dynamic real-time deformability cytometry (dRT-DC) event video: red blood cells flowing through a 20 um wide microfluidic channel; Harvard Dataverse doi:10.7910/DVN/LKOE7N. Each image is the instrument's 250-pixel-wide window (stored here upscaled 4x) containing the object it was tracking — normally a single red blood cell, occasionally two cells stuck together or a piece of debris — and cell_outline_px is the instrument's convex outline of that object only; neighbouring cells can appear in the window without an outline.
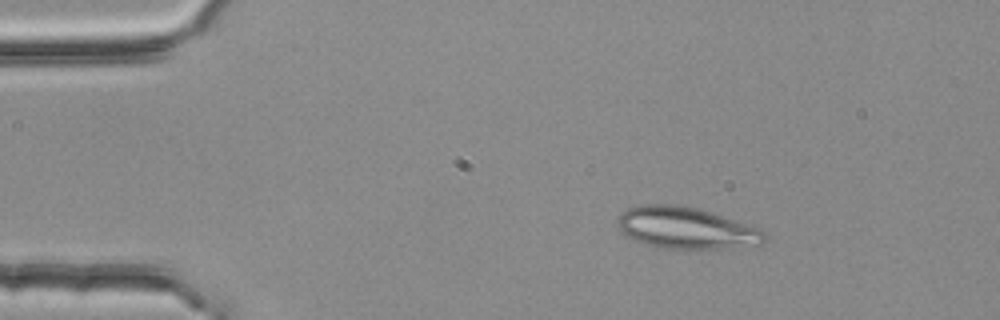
{"species": "common noctule bat (a hibernating species)", "species_latin": "Nyctalus noctula", "temperature_condition": "room temperature", "stored_images_in_passage": 45, "camera_frame_rate_fps": 3000, "um_per_image_px": 0.085, "animal": {"sex": "female", "body_mass_g": 25.1}, "frame": {"image": 1, "passage_image": 1, "time_ms": 0.0, "image_size_px": [1000, 320], "cell_outline_px": [[764, 240], [760, 244], [732, 248], [664, 248], [644, 244], [628, 236], [616, 224], [616, 220], [620, 212], [628, 208], [640, 204], [680, 204], [700, 208], [752, 224], [764, 228]], "centroid_in_image_um": [58.35, 19.34], "position_along_channel_um": 26.7, "area_um2": 36.13}}
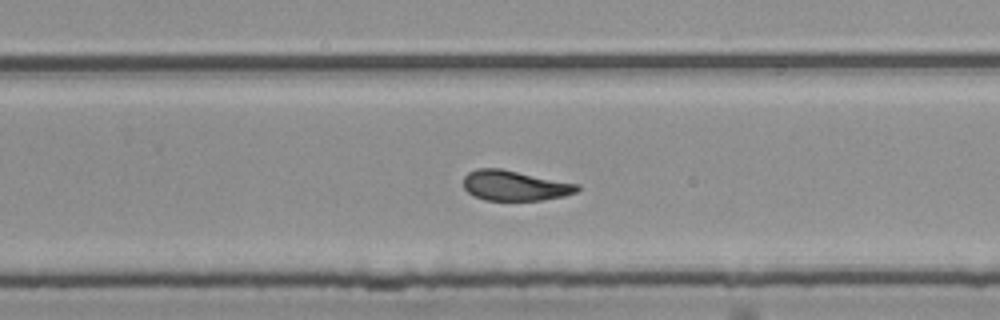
{"frame": {"image": 2, "passage_image": 27, "time_ms": 8.667, "image_size_px": [1000, 320], "cell_outline_px": [[580, 188], [576, 192], [564, 196], [544, 200], [484, 200], [472, 196], [464, 188], [464, 176], [468, 172], [476, 168], [500, 168], [580, 184]], "centroid_in_image_um": [43.75, 15.77], "position_along_channel_um": 286.1, "area_um2": 20.17}}
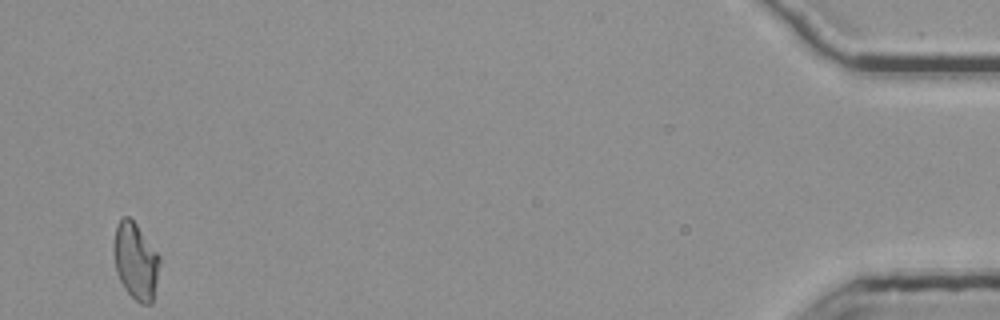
{"frame": {"image": 3, "passage_image": 45, "time_ms": 14.667, "image_size_px": [1000, 320], "cell_outline_px": [[160, 264], [152, 304], [140, 304], [124, 288], [116, 272], [112, 252], [112, 248], [116, 224], [124, 216], [128, 216], [136, 224], [160, 256]], "centroid_in_image_um": [11.51, 22.19], "position_along_channel_um": 423.7, "area_um2": 20.63}, "authors_computed_cell_mechanics": {"area_um2": 20.6924, "velocity_mm_per_s": 3.7501, "shape_relaxation_time_tau1_ms": null, "shape_relaxation_time_tau2_ms": 4.8164, "deformation_change_tau1": null, "deformation_change_tau2": 0.1087}}